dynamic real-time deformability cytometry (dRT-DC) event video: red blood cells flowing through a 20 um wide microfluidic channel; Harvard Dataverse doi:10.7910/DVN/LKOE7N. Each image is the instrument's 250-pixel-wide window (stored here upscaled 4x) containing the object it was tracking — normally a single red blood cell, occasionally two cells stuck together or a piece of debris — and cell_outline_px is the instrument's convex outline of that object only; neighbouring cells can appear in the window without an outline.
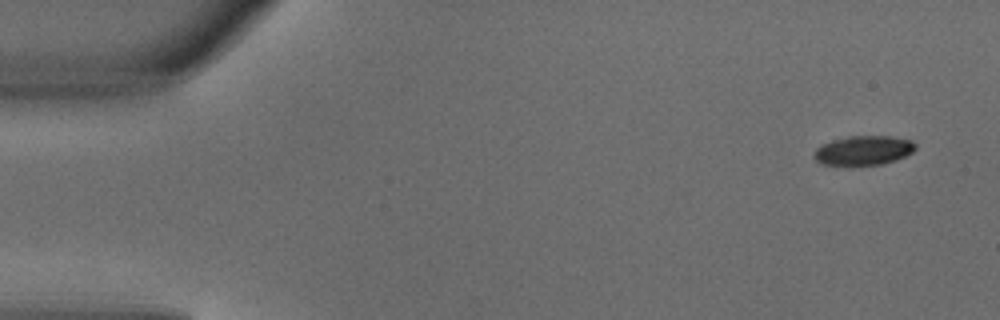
{"species": "common noctule bat (a hibernating species)", "species_latin": "Nyctalus noctula", "temperature_condition": "warm", "stored_images_in_passage": 5, "camera_frame_rate_fps": 3000, "um_per_image_px": 0.085, "animal": {"sex": "male", "body_mass_g": 18.8}, "frame": {"image": 1, "passage_image": 1, "time_ms": 0.0, "image_size_px": [1000, 320], "cell_outline_px": [[916, 148], [912, 152], [904, 156], [880, 164], [820, 164], [812, 156], [816, 148], [820, 144], [832, 140], [848, 136], [892, 136], [912, 140], [916, 144]], "centroid_in_image_um": [73.37, 12.75], "position_along_channel_um": 11.6, "area_um2": 17.17}}